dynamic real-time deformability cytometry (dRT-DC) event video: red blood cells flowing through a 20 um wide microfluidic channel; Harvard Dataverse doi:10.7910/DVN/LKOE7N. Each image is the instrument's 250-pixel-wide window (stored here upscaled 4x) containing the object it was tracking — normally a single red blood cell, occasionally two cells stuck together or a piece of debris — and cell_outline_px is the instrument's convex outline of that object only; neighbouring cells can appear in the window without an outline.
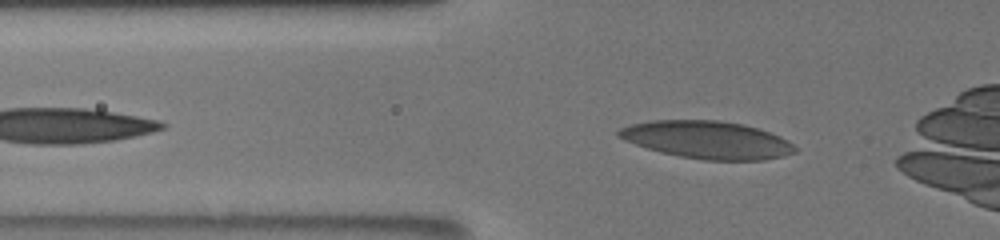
{"species": "human", "species_latin": "Homo sapiens", "temperature_condition": "room temperature", "stored_images_in_passage": 29, "camera_frame_rate_fps": 3000, "um_per_image_px": 0.085, "donor": {"sex": "male"}, "frame": {"image": 1, "passage_image": 3, "time_ms": 0.667, "image_size_px": [1000, 240], "cell_outline_px": [[796, 152], [784, 156], [764, 160], [704, 160], [680, 156], [660, 152], [624, 140], [616, 136], [616, 132], [620, 128], [628, 124], [652, 120], [716, 120], [744, 124], [780, 136], [788, 140], [796, 148]], "centroid_in_image_um": [60.09, 11.88], "position_along_channel_um": 65.7, "area_um2": 38.67}}
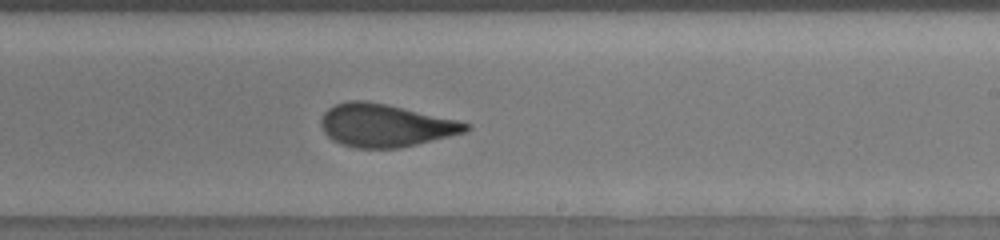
{"frame": {"image": 2, "passage_image": 16, "time_ms": 6.0, "image_size_px": [1000, 240], "cell_outline_px": [[472, 128], [464, 132], [400, 148], [356, 148], [340, 144], [332, 140], [324, 132], [320, 124], [320, 120], [324, 112], [328, 108], [336, 104], [348, 100], [364, 100], [388, 104], [456, 120], [472, 124]], "centroid_in_image_um": [32.71, 10.65], "position_along_channel_um": 256.3, "area_um2": 36.07}}
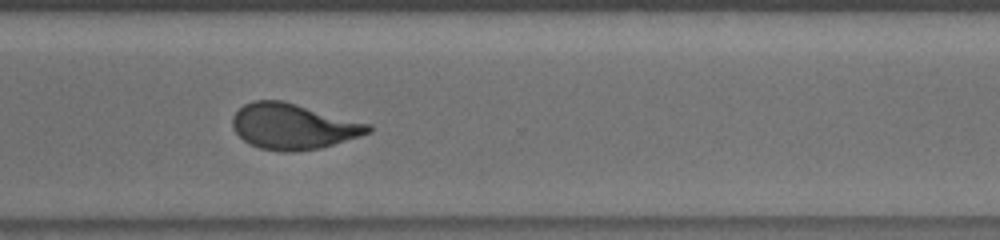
{"frame": {"image": 3, "passage_image": 23, "time_ms": 8.333, "image_size_px": [1000, 240], "cell_outline_px": [[372, 132], [360, 136], [320, 148], [292, 152], [284, 152], [260, 148], [244, 140], [236, 132], [232, 124], [232, 116], [244, 104], [252, 100], [284, 100], [372, 124]], "centroid_in_image_um": [24.95, 10.73], "position_along_channel_um": 345.7, "area_um2": 36.24}, "authors_computed_cell_mechanics": {"area_um2": 36.1828, "velocity_mm_per_s": 3.8382, "shape_relaxation_time_tau1_ms": null, "shape_relaxation_time_tau2_ms": 1.1883, "deformation_change_tau1": null, "deformation_change_tau2": 0.0922}}